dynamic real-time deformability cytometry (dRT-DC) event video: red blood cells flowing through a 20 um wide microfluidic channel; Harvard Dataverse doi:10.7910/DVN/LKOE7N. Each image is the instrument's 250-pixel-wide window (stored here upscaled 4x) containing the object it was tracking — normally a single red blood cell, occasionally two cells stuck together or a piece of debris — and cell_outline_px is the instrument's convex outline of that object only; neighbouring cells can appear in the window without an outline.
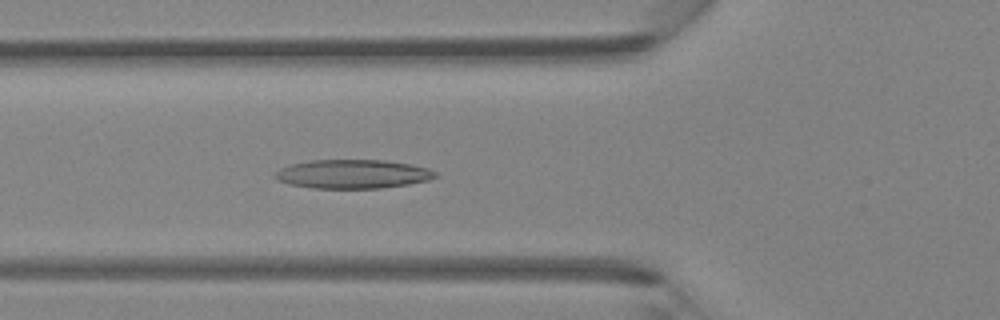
{"species": "Egyptian fruit bat (a non-hibernating species)", "species_latin": "Rousettus aegyptiacus", "temperature_condition": "room temperature", "stored_images_in_passage": 34, "camera_frame_rate_fps": 3000, "um_per_image_px": 0.085, "animal": {"sex": "female"}, "frame": {"image": 1, "passage_image": 8, "time_ms": 2.333, "image_size_px": [1000, 320], "cell_outline_px": [[436, 176], [428, 180], [408, 184], [380, 188], [312, 188], [288, 184], [276, 180], [272, 176], [280, 168], [292, 164], [308, 160], [384, 160], [408, 164], [428, 168], [436, 172]], "centroid_in_image_um": [29.92, 14.79], "position_along_channel_um": 95.9, "area_um2": 26.93}}
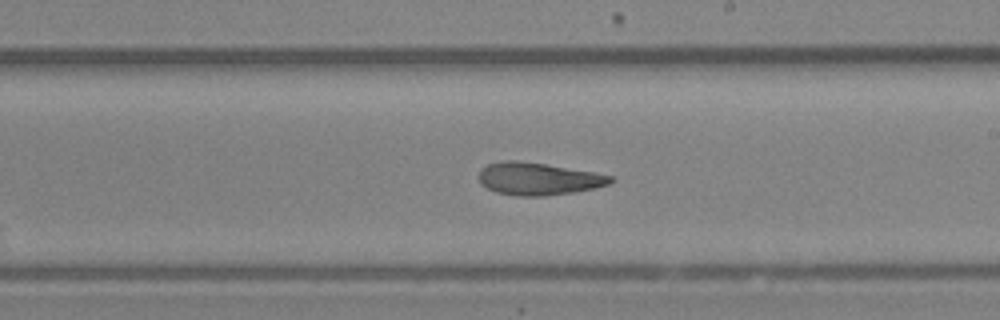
{"frame": {"image": 2, "passage_image": 18, "time_ms": 5.667, "image_size_px": [1000, 320], "cell_outline_px": [[616, 180], [608, 184], [596, 188], [576, 192], [544, 196], [516, 196], [496, 192], [480, 184], [480, 168], [488, 164], [500, 160], [516, 160], [544, 164], [592, 172], [612, 176]], "centroid_in_image_um": [45.74, 15.2], "position_along_channel_um": 243.3, "area_um2": 24.91}}
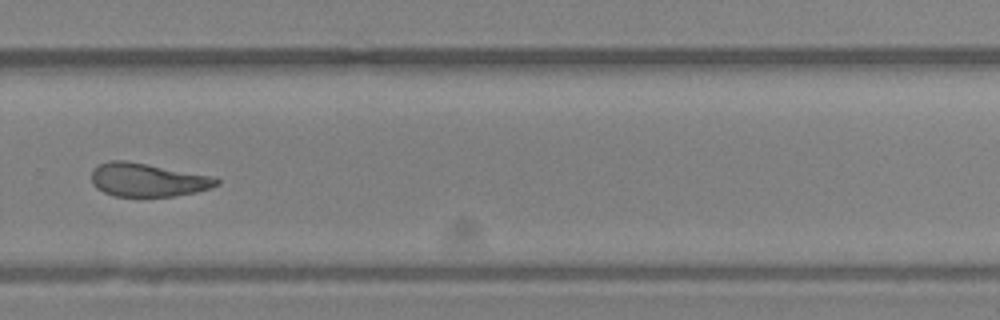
{"frame": {"image": 3, "passage_image": 23, "time_ms": 7.333, "image_size_px": [1000, 320], "cell_outline_px": [[220, 184], [212, 188], [196, 192], [172, 196], [112, 196], [96, 188], [92, 184], [92, 168], [100, 164], [112, 160], [124, 160], [148, 164], [208, 176], [220, 180]], "centroid_in_image_um": [12.51, 15.3], "position_along_channel_um": 317.3, "area_um2": 24.16}}